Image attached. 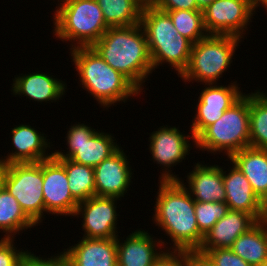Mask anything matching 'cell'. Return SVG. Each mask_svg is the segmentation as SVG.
Returning <instances> with one entry per match:
<instances>
[{"mask_svg":"<svg viewBox=\"0 0 267 266\" xmlns=\"http://www.w3.org/2000/svg\"><path fill=\"white\" fill-rule=\"evenodd\" d=\"M169 14L174 27L193 44L205 38L208 34L203 24L202 10L165 11Z\"/></svg>","mask_w":267,"mask_h":266,"instance_id":"28","label":"cell"},{"mask_svg":"<svg viewBox=\"0 0 267 266\" xmlns=\"http://www.w3.org/2000/svg\"><path fill=\"white\" fill-rule=\"evenodd\" d=\"M68 151L55 150L56 159H70L76 163L95 167L112 155L120 146L110 133L100 132L91 126L78 123L71 125L66 135Z\"/></svg>","mask_w":267,"mask_h":266,"instance_id":"9","label":"cell"},{"mask_svg":"<svg viewBox=\"0 0 267 266\" xmlns=\"http://www.w3.org/2000/svg\"><path fill=\"white\" fill-rule=\"evenodd\" d=\"M62 253L70 266H117L116 238L82 237Z\"/></svg>","mask_w":267,"mask_h":266,"instance_id":"16","label":"cell"},{"mask_svg":"<svg viewBox=\"0 0 267 266\" xmlns=\"http://www.w3.org/2000/svg\"><path fill=\"white\" fill-rule=\"evenodd\" d=\"M153 238L142 229L130 233L124 242L117 236V266H154L156 259L164 252L165 242Z\"/></svg>","mask_w":267,"mask_h":266,"instance_id":"15","label":"cell"},{"mask_svg":"<svg viewBox=\"0 0 267 266\" xmlns=\"http://www.w3.org/2000/svg\"><path fill=\"white\" fill-rule=\"evenodd\" d=\"M8 169V164L2 159H0V190L4 187V179Z\"/></svg>","mask_w":267,"mask_h":266,"instance_id":"38","label":"cell"},{"mask_svg":"<svg viewBox=\"0 0 267 266\" xmlns=\"http://www.w3.org/2000/svg\"><path fill=\"white\" fill-rule=\"evenodd\" d=\"M4 188L35 225L42 223V216L45 217L42 161L8 164Z\"/></svg>","mask_w":267,"mask_h":266,"instance_id":"8","label":"cell"},{"mask_svg":"<svg viewBox=\"0 0 267 266\" xmlns=\"http://www.w3.org/2000/svg\"><path fill=\"white\" fill-rule=\"evenodd\" d=\"M214 0H196L197 7L200 10L205 9L208 5H210Z\"/></svg>","mask_w":267,"mask_h":266,"instance_id":"41","label":"cell"},{"mask_svg":"<svg viewBox=\"0 0 267 266\" xmlns=\"http://www.w3.org/2000/svg\"><path fill=\"white\" fill-rule=\"evenodd\" d=\"M250 2L256 10L259 6L264 7L267 10V0H250Z\"/></svg>","mask_w":267,"mask_h":266,"instance_id":"40","label":"cell"},{"mask_svg":"<svg viewBox=\"0 0 267 266\" xmlns=\"http://www.w3.org/2000/svg\"><path fill=\"white\" fill-rule=\"evenodd\" d=\"M109 27H127L140 23L143 4L139 0H96Z\"/></svg>","mask_w":267,"mask_h":266,"instance_id":"25","label":"cell"},{"mask_svg":"<svg viewBox=\"0 0 267 266\" xmlns=\"http://www.w3.org/2000/svg\"><path fill=\"white\" fill-rule=\"evenodd\" d=\"M0 266H16L29 252V250H17L15 239L0 238Z\"/></svg>","mask_w":267,"mask_h":266,"instance_id":"33","label":"cell"},{"mask_svg":"<svg viewBox=\"0 0 267 266\" xmlns=\"http://www.w3.org/2000/svg\"><path fill=\"white\" fill-rule=\"evenodd\" d=\"M72 61L80 78L82 88L109 108L118 102H127L141 92L121 73L109 66L92 47L70 49ZM121 101V102H120Z\"/></svg>","mask_w":267,"mask_h":266,"instance_id":"3","label":"cell"},{"mask_svg":"<svg viewBox=\"0 0 267 266\" xmlns=\"http://www.w3.org/2000/svg\"><path fill=\"white\" fill-rule=\"evenodd\" d=\"M229 160L240 169L253 192L263 201L267 197V149L243 148Z\"/></svg>","mask_w":267,"mask_h":266,"instance_id":"22","label":"cell"},{"mask_svg":"<svg viewBox=\"0 0 267 266\" xmlns=\"http://www.w3.org/2000/svg\"><path fill=\"white\" fill-rule=\"evenodd\" d=\"M36 226L23 212L17 199L4 187L0 190V230L3 238L14 239L23 230Z\"/></svg>","mask_w":267,"mask_h":266,"instance_id":"24","label":"cell"},{"mask_svg":"<svg viewBox=\"0 0 267 266\" xmlns=\"http://www.w3.org/2000/svg\"><path fill=\"white\" fill-rule=\"evenodd\" d=\"M143 5H150L152 4L153 0H139Z\"/></svg>","mask_w":267,"mask_h":266,"instance_id":"43","label":"cell"},{"mask_svg":"<svg viewBox=\"0 0 267 266\" xmlns=\"http://www.w3.org/2000/svg\"><path fill=\"white\" fill-rule=\"evenodd\" d=\"M53 23V34L61 41L71 42L69 49L92 47L109 28L96 0L60 2Z\"/></svg>","mask_w":267,"mask_h":266,"instance_id":"5","label":"cell"},{"mask_svg":"<svg viewBox=\"0 0 267 266\" xmlns=\"http://www.w3.org/2000/svg\"><path fill=\"white\" fill-rule=\"evenodd\" d=\"M163 126L150 134L149 151L153 162L163 167L161 176H159L160 180H180L181 178L173 174L170 167H174L186 159V155H189L192 148L191 143H189L190 138L193 139L192 143L194 142L193 145H195V137L192 133L186 136L175 126Z\"/></svg>","mask_w":267,"mask_h":266,"instance_id":"11","label":"cell"},{"mask_svg":"<svg viewBox=\"0 0 267 266\" xmlns=\"http://www.w3.org/2000/svg\"><path fill=\"white\" fill-rule=\"evenodd\" d=\"M249 93L250 147L267 149V93Z\"/></svg>","mask_w":267,"mask_h":266,"instance_id":"26","label":"cell"},{"mask_svg":"<svg viewBox=\"0 0 267 266\" xmlns=\"http://www.w3.org/2000/svg\"><path fill=\"white\" fill-rule=\"evenodd\" d=\"M45 213L74 216L79 202L72 196L65 167L54 157L42 161Z\"/></svg>","mask_w":267,"mask_h":266,"instance_id":"13","label":"cell"},{"mask_svg":"<svg viewBox=\"0 0 267 266\" xmlns=\"http://www.w3.org/2000/svg\"><path fill=\"white\" fill-rule=\"evenodd\" d=\"M256 9L250 0H214L203 9V24L208 35H230L244 39Z\"/></svg>","mask_w":267,"mask_h":266,"instance_id":"10","label":"cell"},{"mask_svg":"<svg viewBox=\"0 0 267 266\" xmlns=\"http://www.w3.org/2000/svg\"><path fill=\"white\" fill-rule=\"evenodd\" d=\"M140 24L144 29L153 70L167 63L180 77L189 65L193 43L178 33L169 14L143 5Z\"/></svg>","mask_w":267,"mask_h":266,"instance_id":"4","label":"cell"},{"mask_svg":"<svg viewBox=\"0 0 267 266\" xmlns=\"http://www.w3.org/2000/svg\"><path fill=\"white\" fill-rule=\"evenodd\" d=\"M257 222L248 213L229 210L204 235L202 244L197 251L204 254L209 249L230 248L240 235L248 231Z\"/></svg>","mask_w":267,"mask_h":266,"instance_id":"18","label":"cell"},{"mask_svg":"<svg viewBox=\"0 0 267 266\" xmlns=\"http://www.w3.org/2000/svg\"><path fill=\"white\" fill-rule=\"evenodd\" d=\"M151 5L162 11L200 10L196 0H153Z\"/></svg>","mask_w":267,"mask_h":266,"instance_id":"35","label":"cell"},{"mask_svg":"<svg viewBox=\"0 0 267 266\" xmlns=\"http://www.w3.org/2000/svg\"><path fill=\"white\" fill-rule=\"evenodd\" d=\"M265 227H267V197L262 201V214L259 220Z\"/></svg>","mask_w":267,"mask_h":266,"instance_id":"39","label":"cell"},{"mask_svg":"<svg viewBox=\"0 0 267 266\" xmlns=\"http://www.w3.org/2000/svg\"><path fill=\"white\" fill-rule=\"evenodd\" d=\"M16 266H29V252L25 255L24 259Z\"/></svg>","mask_w":267,"mask_h":266,"instance_id":"42","label":"cell"},{"mask_svg":"<svg viewBox=\"0 0 267 266\" xmlns=\"http://www.w3.org/2000/svg\"><path fill=\"white\" fill-rule=\"evenodd\" d=\"M195 146L213 154L222 152L228 159L243 148L250 147L249 93H244L224 111L221 118L207 126L195 138Z\"/></svg>","mask_w":267,"mask_h":266,"instance_id":"6","label":"cell"},{"mask_svg":"<svg viewBox=\"0 0 267 266\" xmlns=\"http://www.w3.org/2000/svg\"><path fill=\"white\" fill-rule=\"evenodd\" d=\"M29 266H70V264L62 252L50 258L49 256L43 258L29 251Z\"/></svg>","mask_w":267,"mask_h":266,"instance_id":"36","label":"cell"},{"mask_svg":"<svg viewBox=\"0 0 267 266\" xmlns=\"http://www.w3.org/2000/svg\"><path fill=\"white\" fill-rule=\"evenodd\" d=\"M188 192L196 202H225L223 169L218 165L195 163L187 174Z\"/></svg>","mask_w":267,"mask_h":266,"instance_id":"20","label":"cell"},{"mask_svg":"<svg viewBox=\"0 0 267 266\" xmlns=\"http://www.w3.org/2000/svg\"><path fill=\"white\" fill-rule=\"evenodd\" d=\"M241 41V38L230 35H207L193 44L189 65L180 78L184 82L194 80L203 85L218 83L231 66Z\"/></svg>","mask_w":267,"mask_h":266,"instance_id":"7","label":"cell"},{"mask_svg":"<svg viewBox=\"0 0 267 266\" xmlns=\"http://www.w3.org/2000/svg\"><path fill=\"white\" fill-rule=\"evenodd\" d=\"M190 266H216L205 254L190 251Z\"/></svg>","mask_w":267,"mask_h":266,"instance_id":"37","label":"cell"},{"mask_svg":"<svg viewBox=\"0 0 267 266\" xmlns=\"http://www.w3.org/2000/svg\"><path fill=\"white\" fill-rule=\"evenodd\" d=\"M29 73L17 75L13 79L12 90L13 95L22 94L29 99H32L37 102H56L65 95L67 85L64 81L53 78L47 73Z\"/></svg>","mask_w":267,"mask_h":266,"instance_id":"21","label":"cell"},{"mask_svg":"<svg viewBox=\"0 0 267 266\" xmlns=\"http://www.w3.org/2000/svg\"><path fill=\"white\" fill-rule=\"evenodd\" d=\"M167 250L156 259L154 266H190L189 250ZM170 251V252H169Z\"/></svg>","mask_w":267,"mask_h":266,"instance_id":"34","label":"cell"},{"mask_svg":"<svg viewBox=\"0 0 267 266\" xmlns=\"http://www.w3.org/2000/svg\"><path fill=\"white\" fill-rule=\"evenodd\" d=\"M116 197H90L79 202L73 217H81L86 238H116L117 228ZM79 215V216H78Z\"/></svg>","mask_w":267,"mask_h":266,"instance_id":"12","label":"cell"},{"mask_svg":"<svg viewBox=\"0 0 267 266\" xmlns=\"http://www.w3.org/2000/svg\"><path fill=\"white\" fill-rule=\"evenodd\" d=\"M228 211L225 202L195 201V216L200 233L204 236Z\"/></svg>","mask_w":267,"mask_h":266,"instance_id":"30","label":"cell"},{"mask_svg":"<svg viewBox=\"0 0 267 266\" xmlns=\"http://www.w3.org/2000/svg\"><path fill=\"white\" fill-rule=\"evenodd\" d=\"M127 158L120 146L112 155L94 167L96 196L119 199L125 196L133 178L130 161Z\"/></svg>","mask_w":267,"mask_h":266,"instance_id":"14","label":"cell"},{"mask_svg":"<svg viewBox=\"0 0 267 266\" xmlns=\"http://www.w3.org/2000/svg\"><path fill=\"white\" fill-rule=\"evenodd\" d=\"M153 223L160 227L173 243L172 250L197 251L204 236L200 233L195 201L184 180H159Z\"/></svg>","mask_w":267,"mask_h":266,"instance_id":"1","label":"cell"},{"mask_svg":"<svg viewBox=\"0 0 267 266\" xmlns=\"http://www.w3.org/2000/svg\"><path fill=\"white\" fill-rule=\"evenodd\" d=\"M236 82L230 83L228 86L214 84H204L206 86L198 97L197 104H207L214 107H231L244 94L238 88Z\"/></svg>","mask_w":267,"mask_h":266,"instance_id":"29","label":"cell"},{"mask_svg":"<svg viewBox=\"0 0 267 266\" xmlns=\"http://www.w3.org/2000/svg\"><path fill=\"white\" fill-rule=\"evenodd\" d=\"M11 129L12 145L15 151L12 150L11 153L2 158L7 164L39 162L53 156V151L51 154L46 151L48 148L51 149L52 145H50L51 142L46 139L47 136L45 137L44 133H39L29 124H20Z\"/></svg>","mask_w":267,"mask_h":266,"instance_id":"17","label":"cell"},{"mask_svg":"<svg viewBox=\"0 0 267 266\" xmlns=\"http://www.w3.org/2000/svg\"><path fill=\"white\" fill-rule=\"evenodd\" d=\"M230 249L251 266H260L267 259V227L258 221Z\"/></svg>","mask_w":267,"mask_h":266,"instance_id":"23","label":"cell"},{"mask_svg":"<svg viewBox=\"0 0 267 266\" xmlns=\"http://www.w3.org/2000/svg\"><path fill=\"white\" fill-rule=\"evenodd\" d=\"M57 160L65 167L70 192L78 202L96 196L93 167L76 163L70 159Z\"/></svg>","mask_w":267,"mask_h":266,"instance_id":"27","label":"cell"},{"mask_svg":"<svg viewBox=\"0 0 267 266\" xmlns=\"http://www.w3.org/2000/svg\"><path fill=\"white\" fill-rule=\"evenodd\" d=\"M232 168L223 169V183L225 187V203L229 210L242 211L252 215L257 221L262 214V201L253 192L251 185L240 169L230 161Z\"/></svg>","mask_w":267,"mask_h":266,"instance_id":"19","label":"cell"},{"mask_svg":"<svg viewBox=\"0 0 267 266\" xmlns=\"http://www.w3.org/2000/svg\"><path fill=\"white\" fill-rule=\"evenodd\" d=\"M204 254L216 266H251L230 248L209 249Z\"/></svg>","mask_w":267,"mask_h":266,"instance_id":"32","label":"cell"},{"mask_svg":"<svg viewBox=\"0 0 267 266\" xmlns=\"http://www.w3.org/2000/svg\"><path fill=\"white\" fill-rule=\"evenodd\" d=\"M195 116L190 125V133L196 138L207 126L216 122L230 107H214L207 104H197Z\"/></svg>","mask_w":267,"mask_h":266,"instance_id":"31","label":"cell"},{"mask_svg":"<svg viewBox=\"0 0 267 266\" xmlns=\"http://www.w3.org/2000/svg\"><path fill=\"white\" fill-rule=\"evenodd\" d=\"M92 48L140 92L154 71L146 35L141 24L109 27Z\"/></svg>","mask_w":267,"mask_h":266,"instance_id":"2","label":"cell"},{"mask_svg":"<svg viewBox=\"0 0 267 266\" xmlns=\"http://www.w3.org/2000/svg\"><path fill=\"white\" fill-rule=\"evenodd\" d=\"M260 266H267V259Z\"/></svg>","mask_w":267,"mask_h":266,"instance_id":"44","label":"cell"}]
</instances>
